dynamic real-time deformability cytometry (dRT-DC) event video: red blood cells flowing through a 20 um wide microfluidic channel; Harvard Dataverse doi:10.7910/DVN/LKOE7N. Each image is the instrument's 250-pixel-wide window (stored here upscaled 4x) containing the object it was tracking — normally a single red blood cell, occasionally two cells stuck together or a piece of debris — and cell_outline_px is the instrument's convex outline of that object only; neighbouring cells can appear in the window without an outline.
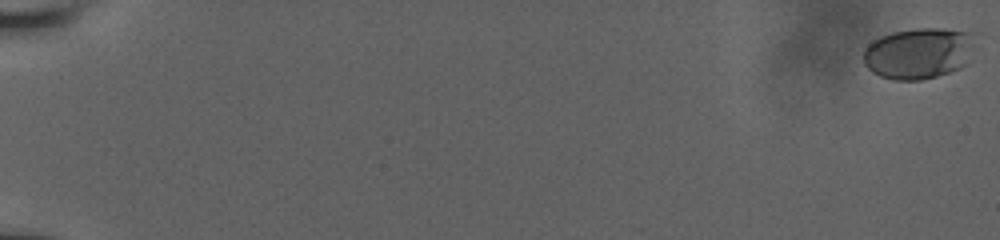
{"species": "human", "species_latin": "Homo sapiens", "temperature_condition": "room temperature", "stored_images_in_passage": 63, "camera_frame_rate_fps": 3000, "um_per_image_px": 0.085, "donor": {"sex": "male"}, "frame": {"image": 1, "passage_image": 1, "time_ms": 0.0, "image_size_px": [1000, 240], "cell_outline_px": [[980, 32], [964, 64], [960, 68], [936, 76], [920, 80], [896, 80], [880, 76], [872, 72], [864, 64], [864, 48], [872, 40], [880, 36], [892, 32], [916, 28], [944, 28]], "centroid_in_image_um": [78.11, 4.49], "position_along_channel_um": 6.9, "area_um2": 33.7}}
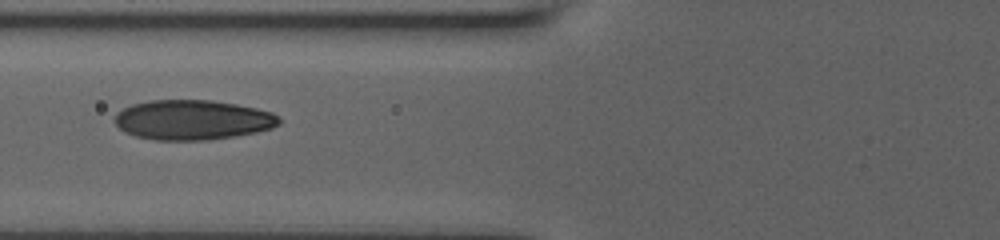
{"frame": {"image": 2, "passage_image": 36, "time_ms": 8.667, "image_size_px": [1000, 240], "cell_outline_px": [[280, 124], [272, 128], [256, 132], [232, 136], [200, 140], [156, 140], [136, 136], [120, 128], [116, 124], [116, 112], [132, 104], [152, 100], [212, 100], [236, 104], [256, 108], [272, 112], [280, 120]], "centroid_in_image_um": [16.38, 10.18], "position_along_channel_um": 109.4, "area_um2": 37.8}}
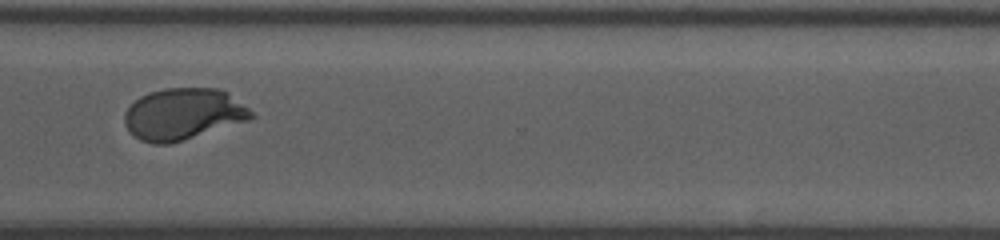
{"frame": {"image": 3, "passage_image": 62, "time_ms": 15.0, "image_size_px": [1000, 240], "cell_outline_px": [[256, 116], [248, 120], [184, 140], [168, 144], [152, 144], [140, 140], [128, 132], [124, 124], [124, 112], [140, 96], [148, 92], [164, 88], [216, 88], [228, 92], [248, 108]], "centroid_in_image_um": [15.53, 9.7], "position_along_channel_um": 355.1, "area_um2": 38.15}}